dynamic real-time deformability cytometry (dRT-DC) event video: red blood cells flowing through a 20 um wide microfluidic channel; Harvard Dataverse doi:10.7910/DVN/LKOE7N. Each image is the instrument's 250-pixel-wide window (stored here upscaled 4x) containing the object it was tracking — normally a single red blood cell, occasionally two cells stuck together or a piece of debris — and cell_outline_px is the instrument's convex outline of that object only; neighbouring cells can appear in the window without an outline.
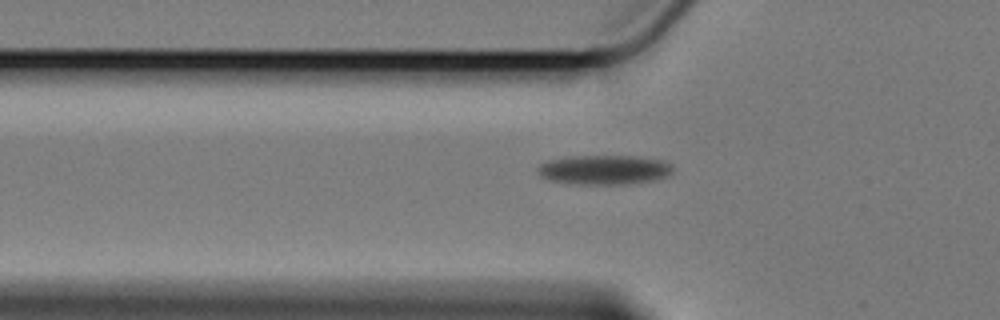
{"species": "Egyptian fruit bat (a non-hibernating species)", "species_latin": "Rousettus aegyptiacus", "temperature_condition": "cold", "stored_images_in_passage": 42, "camera_frame_rate_fps": 3000, "um_per_image_px": 0.085, "animal": {"sex": "female"}, "frame": {"image": 1, "passage_image": 3, "time_ms": 0.667, "image_size_px": [1000, 320], "cell_outline_px": [[672, 172], [668, 176], [652, 180], [628, 184], [580, 184], [552, 180], [540, 176], [540, 164], [548, 160], [572, 156], [636, 156], [664, 160], [672, 164]], "centroid_in_image_um": [51.43, 14.42], "position_along_channel_um": 74.4, "area_um2": 23.0}}
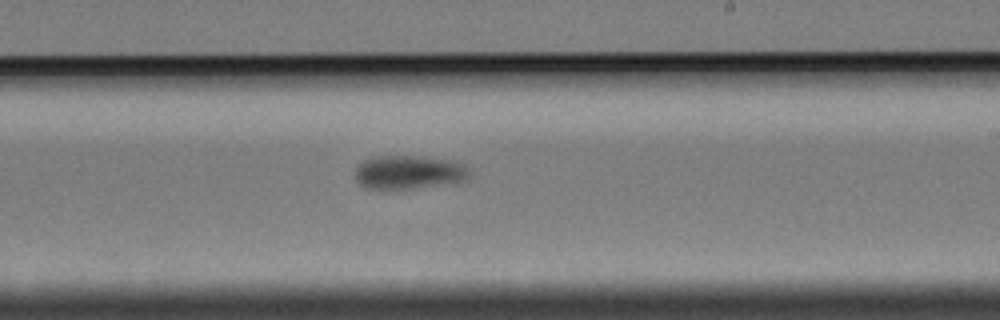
{"frame": {"image": 2, "passage_image": 19, "time_ms": 6.0, "image_size_px": [1000, 320], "cell_outline_px": [[468, 176], [464, 180], [412, 188], [364, 188], [356, 180], [356, 172], [360, 164], [364, 160], [384, 156], [404, 156], [444, 160], [464, 164], [468, 172]], "centroid_in_image_um": [34.69, 14.65], "position_along_channel_um": 254.3, "area_um2": 21.27}}
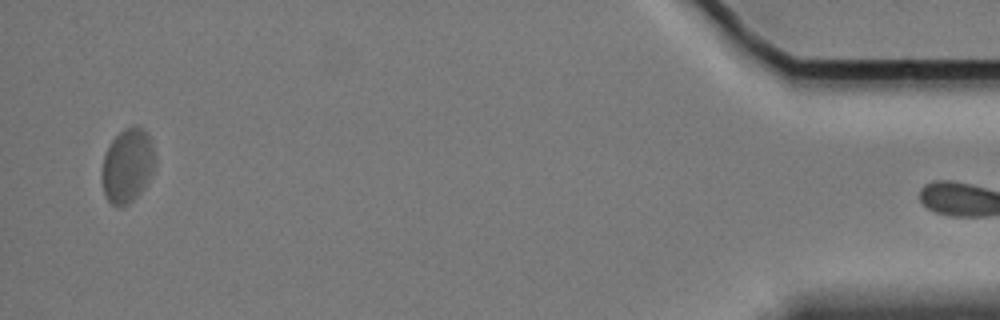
{"frame": {"image": 3, "passage_image": 41, "time_ms": 13.333, "image_size_px": [1000, 320], "cell_outline_px": [[156, 168], [144, 188], [128, 204], [112, 204], [104, 196], [100, 176], [104, 156], [112, 140], [124, 128], [140, 128], [148, 136], [152, 144], [156, 164]], "centroid_in_image_um": [10.82, 14.11], "position_along_channel_um": 424.4, "area_um2": 22.72}}